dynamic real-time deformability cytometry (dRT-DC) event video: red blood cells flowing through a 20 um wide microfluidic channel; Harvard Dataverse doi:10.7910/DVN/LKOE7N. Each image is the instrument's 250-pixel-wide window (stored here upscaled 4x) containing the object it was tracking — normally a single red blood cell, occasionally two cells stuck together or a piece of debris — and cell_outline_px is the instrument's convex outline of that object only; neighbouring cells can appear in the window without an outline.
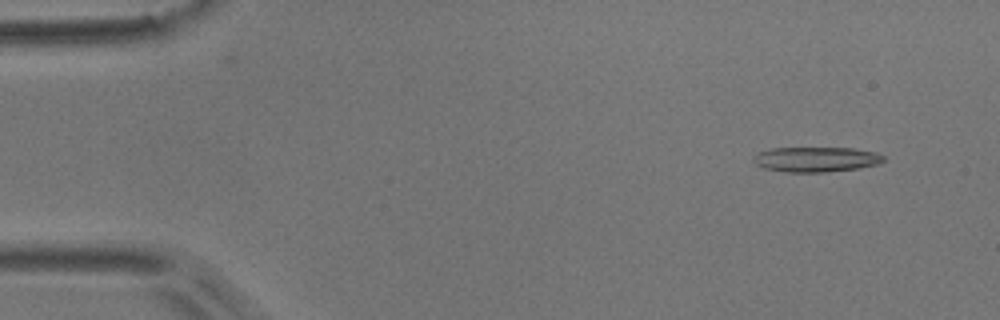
{"species": "common noctule bat (a hibernating species)", "species_latin": "Nyctalus noctula", "temperature_condition": "room temperature", "stored_images_in_passage": 5, "camera_frame_rate_fps": 3000, "um_per_image_px": 0.085, "animal": {"sex": "male", "body_mass_g": 17.9}, "frame": {"image": 1, "passage_image": 2, "time_ms": 0.333, "image_size_px": [1000, 320], "cell_outline_px": [[884, 160], [876, 164], [856, 168], [824, 172], [784, 172], [764, 168], [756, 164], [752, 160], [752, 156], [760, 152], [772, 148], [852, 148], [872, 152], [884, 156]], "centroid_in_image_um": [69.29, 13.54], "position_along_channel_um": 15.7, "area_um2": 18.73}}